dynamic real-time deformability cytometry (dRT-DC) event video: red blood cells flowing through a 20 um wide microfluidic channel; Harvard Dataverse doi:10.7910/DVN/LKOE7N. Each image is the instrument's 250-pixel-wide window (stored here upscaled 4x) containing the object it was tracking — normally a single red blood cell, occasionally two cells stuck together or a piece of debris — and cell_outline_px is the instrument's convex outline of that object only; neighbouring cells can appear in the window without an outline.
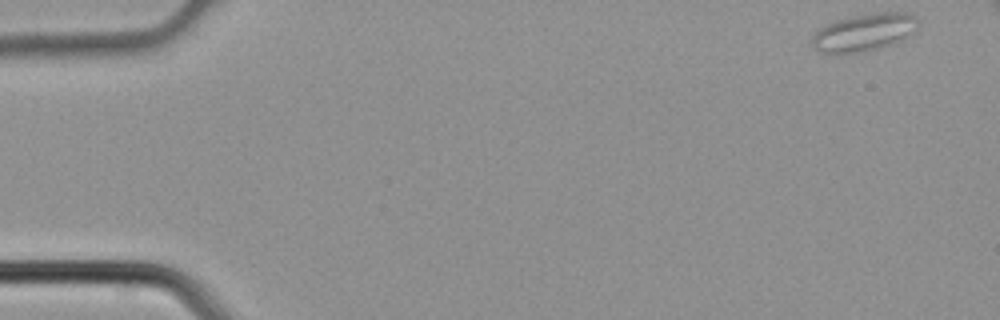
{"species": "common noctule bat (a hibernating species)", "species_latin": "Nyctalus noctula", "temperature_condition": "cold", "stored_images_in_passage": 4, "camera_frame_rate_fps": 3000, "um_per_image_px": 0.085, "animal": {"sex": "male", "body_mass_g": 21.5, "forearm_length_mm": 52.0}, "frame": {"image": 1, "passage_image": 1, "time_ms": 0.0, "image_size_px": [1000, 320], "cell_outline_px": [[920, 24], [916, 32], [904, 40], [876, 48], [852, 52], [820, 52], [812, 44], [812, 36], [820, 28], [836, 20], [852, 16], [872, 12], [908, 12], [920, 20]], "centroid_in_image_um": [73.55, 2.7], "position_along_channel_um": 11.5, "area_um2": 23.06}}